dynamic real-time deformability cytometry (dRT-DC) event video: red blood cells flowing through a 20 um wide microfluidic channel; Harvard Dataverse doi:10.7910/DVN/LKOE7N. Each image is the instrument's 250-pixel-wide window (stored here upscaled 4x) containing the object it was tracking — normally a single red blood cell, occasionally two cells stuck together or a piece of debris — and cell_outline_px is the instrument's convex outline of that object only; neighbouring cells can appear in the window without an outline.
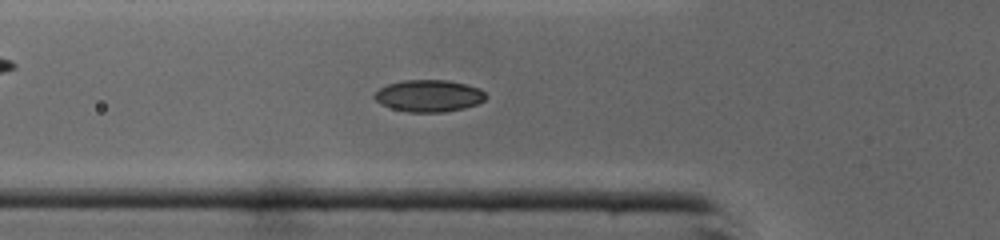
{"species": "common noctule bat (a hibernating species)", "species_latin": "Nyctalus noctula", "temperature_condition": "cold", "stored_images_in_passage": 45, "camera_frame_rate_fps": 3000, "um_per_image_px": 0.085, "animal": {"sex": "male", "body_mass_g": 19.0, "forearm_length_mm": 50.8}, "frame": {"image": 1, "passage_image": 14, "time_ms": 4.333, "image_size_px": [1000, 240], "cell_outline_px": [[488, 96], [484, 100], [476, 104], [464, 108], [444, 112], [408, 112], [392, 108], [380, 104], [372, 96], [380, 88], [388, 84], [404, 80], [448, 80], [468, 84], [480, 88]], "centroid_in_image_um": [36.47, 8.14], "position_along_channel_um": 89.3, "area_um2": 20.81}}
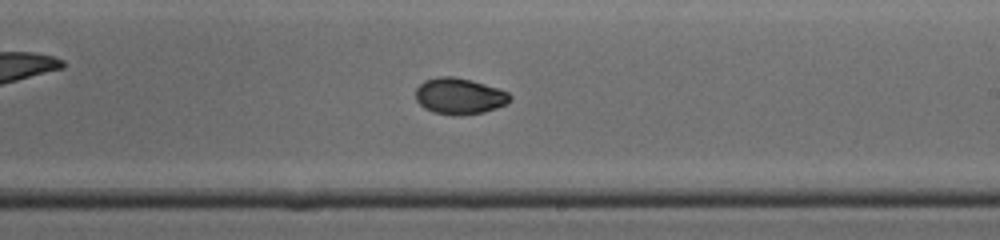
{"frame": {"image": 2, "passage_image": 25, "time_ms": 8.0, "image_size_px": [1000, 240], "cell_outline_px": [[512, 96], [504, 104], [496, 108], [484, 112], [460, 116], [456, 116], [432, 112], [424, 108], [416, 100], [416, 88], [424, 80], [436, 76], [452, 76], [472, 80], [508, 92]], "centroid_in_image_um": [39.0, 8.17], "position_along_channel_um": 250.0, "area_um2": 19.94}}
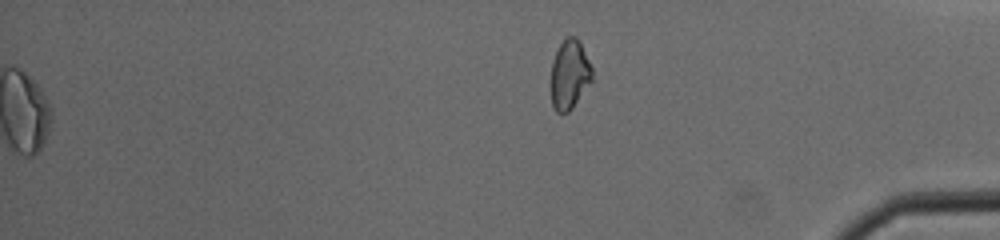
{"frame": {"image": 3, "passage_image": 45, "time_ms": 14.667, "image_size_px": [1000, 240], "cell_outline_px": [[592, 80], [572, 108], [568, 112], [556, 112], [552, 104], [552, 60], [560, 44], [568, 36], [576, 36], [580, 40], [592, 68]], "centroid_in_image_um": [48.43, 6.31], "position_along_channel_um": 386.8, "area_um2": 16.42}, "authors_computed_cell_mechanics": {"area_um2": 19.652, "velocity_mm_per_s": 4.3859, "shape_relaxation_time_tau1_ms": 10.8879, "shape_relaxation_time_tau2_ms": 1.3289, "deformation_change_tau1": 0.2561, "deformation_change_tau2": 0.0324}}